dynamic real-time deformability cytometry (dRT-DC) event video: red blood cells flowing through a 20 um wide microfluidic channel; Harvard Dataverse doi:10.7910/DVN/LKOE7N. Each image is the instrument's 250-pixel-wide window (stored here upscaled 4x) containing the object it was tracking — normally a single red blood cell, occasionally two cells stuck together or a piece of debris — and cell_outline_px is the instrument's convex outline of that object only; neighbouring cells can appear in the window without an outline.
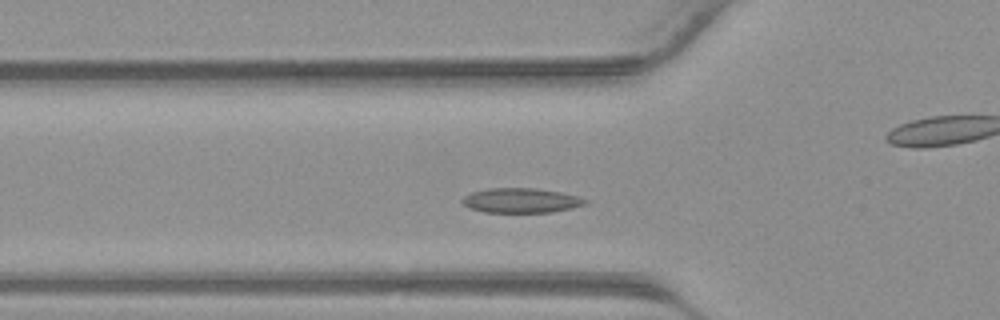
{"species": "common noctule bat (a hibernating species)", "species_latin": "Nyctalus noctula", "temperature_condition": "warm", "stored_images_in_passage": 38, "camera_frame_rate_fps": 3000, "um_per_image_px": 0.085, "animal": {"sex": "male", "body_mass_g": 23.1, "forearm_length_mm": 52.7}, "frame": {"image": 1, "passage_image": 10, "time_ms": 3.0, "image_size_px": [1000, 320], "cell_outline_px": [[588, 200], [584, 204], [572, 208], [552, 212], [484, 212], [468, 208], [460, 200], [464, 196], [472, 192], [488, 188], [536, 188], [560, 192], [580, 196]], "centroid_in_image_um": [44.27, 17.03], "position_along_channel_um": 81.5, "area_um2": 17.74}}
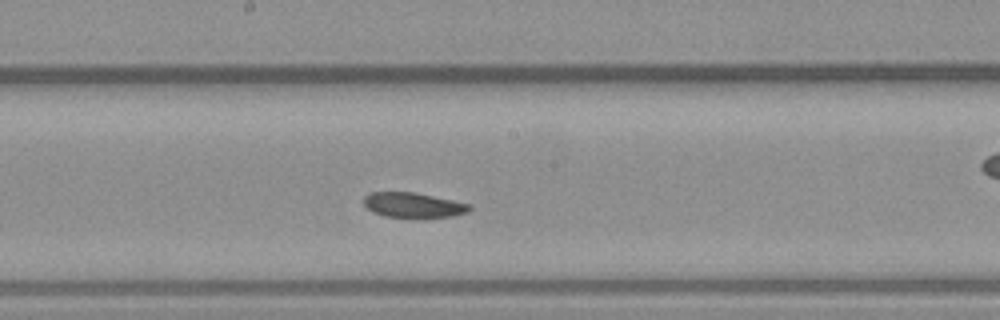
{"frame": {"image": 2, "passage_image": 18, "time_ms": 5.667, "image_size_px": [1000, 320], "cell_outline_px": [[472, 208], [468, 212], [452, 216], [408, 220], [384, 216], [372, 212], [364, 204], [364, 196], [368, 192], [416, 192], [472, 204]], "centroid_in_image_um": [35.14, 17.46], "position_along_channel_um": 213.1, "area_um2": 16.18}}
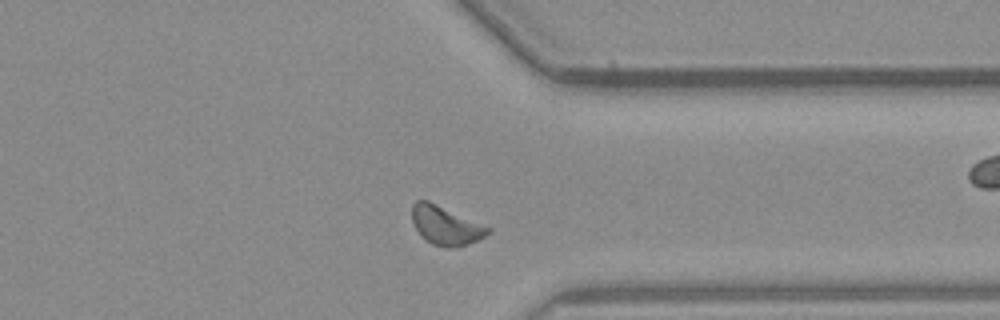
{"frame": {"image": 3, "passage_image": 28, "time_ms": 9.0, "image_size_px": [1000, 320], "cell_outline_px": [[492, 232], [468, 244], [448, 248], [432, 244], [424, 240], [420, 236], [412, 220], [412, 204], [416, 200], [428, 200], [492, 228]], "centroid_in_image_um": [37.87, 19.16], "position_along_channel_um": 373.5, "area_um2": 17.17}}